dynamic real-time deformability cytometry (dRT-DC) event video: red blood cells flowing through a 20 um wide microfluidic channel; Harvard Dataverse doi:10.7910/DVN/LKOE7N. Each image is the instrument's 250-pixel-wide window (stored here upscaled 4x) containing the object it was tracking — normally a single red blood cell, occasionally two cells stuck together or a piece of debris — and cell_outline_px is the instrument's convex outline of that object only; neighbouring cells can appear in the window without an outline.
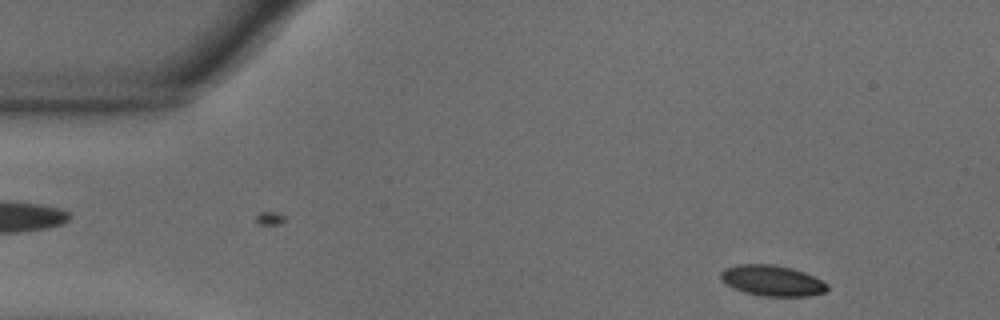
{"species": "common noctule bat (a hibernating species)", "species_latin": "Nyctalus noctula", "temperature_condition": "warm", "stored_images_in_passage": 53, "camera_frame_rate_fps": 3000, "um_per_image_px": 0.085, "animal": {"sex": "male", "body_mass_g": 18.8}, "frame": {"image": 1, "passage_image": 4, "time_ms": 1.0, "image_size_px": [1000, 320], "cell_outline_px": [[828, 288], [824, 292], [808, 296], [764, 296], [748, 292], [736, 288], [728, 284], [720, 276], [720, 272], [724, 268], [736, 264], [772, 264], [792, 268], [804, 272], [828, 284]], "centroid_in_image_um": [65.65, 23.83], "position_along_channel_um": 19.4, "area_um2": 18.73}}
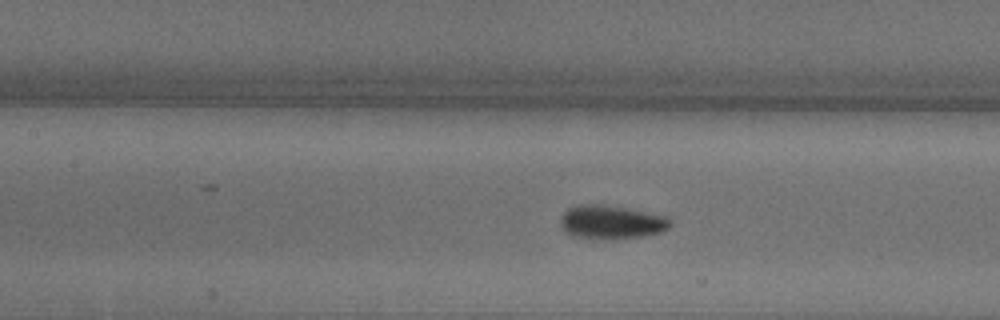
{"frame": {"image": 2, "passage_image": 22, "time_ms": 7.0, "image_size_px": [1000, 320], "cell_outline_px": [[672, 224], [668, 228], [660, 232], [644, 236], [592, 240], [572, 236], [560, 224], [560, 220], [564, 212], [568, 208], [580, 204], [592, 204], [624, 208], [668, 216]], "centroid_in_image_um": [51.95, 18.89], "position_along_channel_um": 155.4, "area_um2": 21.39}}
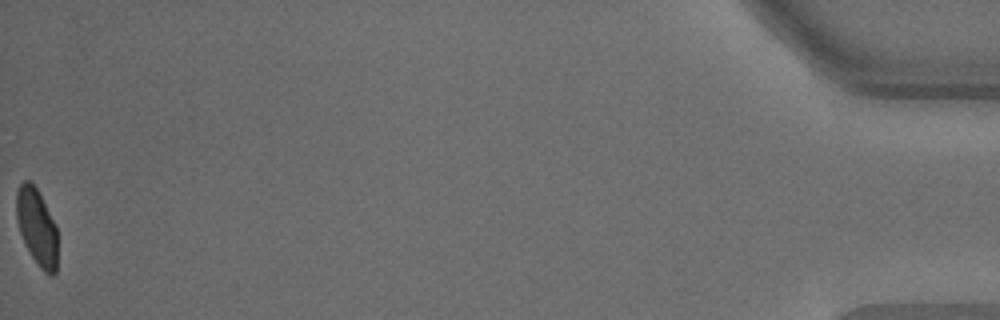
{"frame": {"image": 3, "passage_image": 53, "time_ms": 17.333, "image_size_px": [1000, 320], "cell_outline_px": [[56, 272], [52, 276], [48, 276], [40, 268], [32, 256], [20, 232], [16, 216], [16, 192], [20, 184], [24, 180], [28, 180], [36, 188], [56, 224]], "centroid_in_image_um": [3.13, 19.29], "position_along_channel_um": 432.1, "area_um2": 18.09}, "authors_computed_cell_mechanics": {"area_um2": 20.0566, "velocity_mm_per_s": 3.6559, "shape_relaxation_time_tau1_ms": 2.8509, "shape_relaxation_time_tau2_ms": null, "deformation_change_tau1": 0.1205, "deformation_change_tau2": null}}